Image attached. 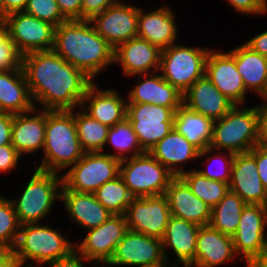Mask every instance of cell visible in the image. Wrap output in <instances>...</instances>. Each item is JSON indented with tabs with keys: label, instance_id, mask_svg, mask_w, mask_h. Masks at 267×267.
Here are the masks:
<instances>
[{
	"label": "cell",
	"instance_id": "cell-33",
	"mask_svg": "<svg viewBox=\"0 0 267 267\" xmlns=\"http://www.w3.org/2000/svg\"><path fill=\"white\" fill-rule=\"evenodd\" d=\"M246 203L230 191L211 209L210 225L217 231L233 236L236 233L240 217Z\"/></svg>",
	"mask_w": 267,
	"mask_h": 267
},
{
	"label": "cell",
	"instance_id": "cell-46",
	"mask_svg": "<svg viewBox=\"0 0 267 267\" xmlns=\"http://www.w3.org/2000/svg\"><path fill=\"white\" fill-rule=\"evenodd\" d=\"M56 2L67 20H81L82 0H56Z\"/></svg>",
	"mask_w": 267,
	"mask_h": 267
},
{
	"label": "cell",
	"instance_id": "cell-28",
	"mask_svg": "<svg viewBox=\"0 0 267 267\" xmlns=\"http://www.w3.org/2000/svg\"><path fill=\"white\" fill-rule=\"evenodd\" d=\"M149 153L175 177H180L187 171L183 164L188 163L189 160L190 162L196 160L200 150L173 128L149 150Z\"/></svg>",
	"mask_w": 267,
	"mask_h": 267
},
{
	"label": "cell",
	"instance_id": "cell-45",
	"mask_svg": "<svg viewBox=\"0 0 267 267\" xmlns=\"http://www.w3.org/2000/svg\"><path fill=\"white\" fill-rule=\"evenodd\" d=\"M233 9L243 15H262L267 10L260 4L259 0H225Z\"/></svg>",
	"mask_w": 267,
	"mask_h": 267
},
{
	"label": "cell",
	"instance_id": "cell-10",
	"mask_svg": "<svg viewBox=\"0 0 267 267\" xmlns=\"http://www.w3.org/2000/svg\"><path fill=\"white\" fill-rule=\"evenodd\" d=\"M2 27L22 56L53 49L56 26L52 23L15 11L3 17Z\"/></svg>",
	"mask_w": 267,
	"mask_h": 267
},
{
	"label": "cell",
	"instance_id": "cell-30",
	"mask_svg": "<svg viewBox=\"0 0 267 267\" xmlns=\"http://www.w3.org/2000/svg\"><path fill=\"white\" fill-rule=\"evenodd\" d=\"M34 108L23 68L0 70V112L20 114Z\"/></svg>",
	"mask_w": 267,
	"mask_h": 267
},
{
	"label": "cell",
	"instance_id": "cell-12",
	"mask_svg": "<svg viewBox=\"0 0 267 267\" xmlns=\"http://www.w3.org/2000/svg\"><path fill=\"white\" fill-rule=\"evenodd\" d=\"M128 230L126 216L113 214L100 226L87 230L80 244L75 243V250L94 266L108 264Z\"/></svg>",
	"mask_w": 267,
	"mask_h": 267
},
{
	"label": "cell",
	"instance_id": "cell-40",
	"mask_svg": "<svg viewBox=\"0 0 267 267\" xmlns=\"http://www.w3.org/2000/svg\"><path fill=\"white\" fill-rule=\"evenodd\" d=\"M23 11L39 20L52 23L56 27L67 21L62 15L56 0H28Z\"/></svg>",
	"mask_w": 267,
	"mask_h": 267
},
{
	"label": "cell",
	"instance_id": "cell-31",
	"mask_svg": "<svg viewBox=\"0 0 267 267\" xmlns=\"http://www.w3.org/2000/svg\"><path fill=\"white\" fill-rule=\"evenodd\" d=\"M229 51L235 57L246 90L259 95L261 99L267 89V57L252 51L244 43Z\"/></svg>",
	"mask_w": 267,
	"mask_h": 267
},
{
	"label": "cell",
	"instance_id": "cell-47",
	"mask_svg": "<svg viewBox=\"0 0 267 267\" xmlns=\"http://www.w3.org/2000/svg\"><path fill=\"white\" fill-rule=\"evenodd\" d=\"M86 261L87 263L92 264L91 262H88V260H86L76 250H74L68 256L48 263L47 267H86Z\"/></svg>",
	"mask_w": 267,
	"mask_h": 267
},
{
	"label": "cell",
	"instance_id": "cell-15",
	"mask_svg": "<svg viewBox=\"0 0 267 267\" xmlns=\"http://www.w3.org/2000/svg\"><path fill=\"white\" fill-rule=\"evenodd\" d=\"M125 216L129 230L162 240L171 211L164 194L134 197Z\"/></svg>",
	"mask_w": 267,
	"mask_h": 267
},
{
	"label": "cell",
	"instance_id": "cell-6",
	"mask_svg": "<svg viewBox=\"0 0 267 267\" xmlns=\"http://www.w3.org/2000/svg\"><path fill=\"white\" fill-rule=\"evenodd\" d=\"M19 198L11 199L20 225L41 223L60 201L62 176L35 169Z\"/></svg>",
	"mask_w": 267,
	"mask_h": 267
},
{
	"label": "cell",
	"instance_id": "cell-51",
	"mask_svg": "<svg viewBox=\"0 0 267 267\" xmlns=\"http://www.w3.org/2000/svg\"><path fill=\"white\" fill-rule=\"evenodd\" d=\"M263 104L257 105L260 112V139L267 144V99H262Z\"/></svg>",
	"mask_w": 267,
	"mask_h": 267
},
{
	"label": "cell",
	"instance_id": "cell-44",
	"mask_svg": "<svg viewBox=\"0 0 267 267\" xmlns=\"http://www.w3.org/2000/svg\"><path fill=\"white\" fill-rule=\"evenodd\" d=\"M249 153L255 158L259 177L267 191V144L260 142Z\"/></svg>",
	"mask_w": 267,
	"mask_h": 267
},
{
	"label": "cell",
	"instance_id": "cell-25",
	"mask_svg": "<svg viewBox=\"0 0 267 267\" xmlns=\"http://www.w3.org/2000/svg\"><path fill=\"white\" fill-rule=\"evenodd\" d=\"M200 226L184 219L171 216L162 238L163 252L168 264H170L167 249L170 248L176 255L174 263L170 267H178L179 264L189 267L195 258L196 240Z\"/></svg>",
	"mask_w": 267,
	"mask_h": 267
},
{
	"label": "cell",
	"instance_id": "cell-4",
	"mask_svg": "<svg viewBox=\"0 0 267 267\" xmlns=\"http://www.w3.org/2000/svg\"><path fill=\"white\" fill-rule=\"evenodd\" d=\"M41 224L20 225L13 248L14 259L26 263L29 267L47 265L68 256L75 250V243L68 240L69 238H66L60 230H56L51 225Z\"/></svg>",
	"mask_w": 267,
	"mask_h": 267
},
{
	"label": "cell",
	"instance_id": "cell-24",
	"mask_svg": "<svg viewBox=\"0 0 267 267\" xmlns=\"http://www.w3.org/2000/svg\"><path fill=\"white\" fill-rule=\"evenodd\" d=\"M158 73L139 74L138 83L127 93V103H150L178 109L183 104V94Z\"/></svg>",
	"mask_w": 267,
	"mask_h": 267
},
{
	"label": "cell",
	"instance_id": "cell-1",
	"mask_svg": "<svg viewBox=\"0 0 267 267\" xmlns=\"http://www.w3.org/2000/svg\"><path fill=\"white\" fill-rule=\"evenodd\" d=\"M22 68L35 108L42 110L80 108L87 89L95 83L53 50L25 54Z\"/></svg>",
	"mask_w": 267,
	"mask_h": 267
},
{
	"label": "cell",
	"instance_id": "cell-19",
	"mask_svg": "<svg viewBox=\"0 0 267 267\" xmlns=\"http://www.w3.org/2000/svg\"><path fill=\"white\" fill-rule=\"evenodd\" d=\"M171 216L184 219L199 226L209 225L211 207L194 195L181 177H174L164 193Z\"/></svg>",
	"mask_w": 267,
	"mask_h": 267
},
{
	"label": "cell",
	"instance_id": "cell-11",
	"mask_svg": "<svg viewBox=\"0 0 267 267\" xmlns=\"http://www.w3.org/2000/svg\"><path fill=\"white\" fill-rule=\"evenodd\" d=\"M177 110L150 103H127L126 118L145 152H149L173 129Z\"/></svg>",
	"mask_w": 267,
	"mask_h": 267
},
{
	"label": "cell",
	"instance_id": "cell-54",
	"mask_svg": "<svg viewBox=\"0 0 267 267\" xmlns=\"http://www.w3.org/2000/svg\"><path fill=\"white\" fill-rule=\"evenodd\" d=\"M24 267V263L13 259L6 267ZM25 267H29L28 265H26Z\"/></svg>",
	"mask_w": 267,
	"mask_h": 267
},
{
	"label": "cell",
	"instance_id": "cell-29",
	"mask_svg": "<svg viewBox=\"0 0 267 267\" xmlns=\"http://www.w3.org/2000/svg\"><path fill=\"white\" fill-rule=\"evenodd\" d=\"M60 201L64 202V209L72 223L86 231L100 226L113 215L96 199L94 193L61 189Z\"/></svg>",
	"mask_w": 267,
	"mask_h": 267
},
{
	"label": "cell",
	"instance_id": "cell-5",
	"mask_svg": "<svg viewBox=\"0 0 267 267\" xmlns=\"http://www.w3.org/2000/svg\"><path fill=\"white\" fill-rule=\"evenodd\" d=\"M260 139V112L258 106L235 105L221 119L213 122L212 149L235 154L248 153Z\"/></svg>",
	"mask_w": 267,
	"mask_h": 267
},
{
	"label": "cell",
	"instance_id": "cell-43",
	"mask_svg": "<svg viewBox=\"0 0 267 267\" xmlns=\"http://www.w3.org/2000/svg\"><path fill=\"white\" fill-rule=\"evenodd\" d=\"M21 155L13 147L12 144L0 146V173L11 172V170L18 168Z\"/></svg>",
	"mask_w": 267,
	"mask_h": 267
},
{
	"label": "cell",
	"instance_id": "cell-23",
	"mask_svg": "<svg viewBox=\"0 0 267 267\" xmlns=\"http://www.w3.org/2000/svg\"><path fill=\"white\" fill-rule=\"evenodd\" d=\"M45 132L46 110L34 108L26 113L13 114L11 144L21 156L43 150Z\"/></svg>",
	"mask_w": 267,
	"mask_h": 267
},
{
	"label": "cell",
	"instance_id": "cell-35",
	"mask_svg": "<svg viewBox=\"0 0 267 267\" xmlns=\"http://www.w3.org/2000/svg\"><path fill=\"white\" fill-rule=\"evenodd\" d=\"M105 145H111V147L113 146V149L117 152L111 155L120 161L145 153L138 142L137 135L134 132L130 121L127 118L109 128Z\"/></svg>",
	"mask_w": 267,
	"mask_h": 267
},
{
	"label": "cell",
	"instance_id": "cell-8",
	"mask_svg": "<svg viewBox=\"0 0 267 267\" xmlns=\"http://www.w3.org/2000/svg\"><path fill=\"white\" fill-rule=\"evenodd\" d=\"M119 175L133 197L162 195L175 177L149 152L121 160Z\"/></svg>",
	"mask_w": 267,
	"mask_h": 267
},
{
	"label": "cell",
	"instance_id": "cell-2",
	"mask_svg": "<svg viewBox=\"0 0 267 267\" xmlns=\"http://www.w3.org/2000/svg\"><path fill=\"white\" fill-rule=\"evenodd\" d=\"M52 50L93 81L102 70L114 63L115 49L87 20L60 23L55 29Z\"/></svg>",
	"mask_w": 267,
	"mask_h": 267
},
{
	"label": "cell",
	"instance_id": "cell-55",
	"mask_svg": "<svg viewBox=\"0 0 267 267\" xmlns=\"http://www.w3.org/2000/svg\"><path fill=\"white\" fill-rule=\"evenodd\" d=\"M13 259H0V267H6Z\"/></svg>",
	"mask_w": 267,
	"mask_h": 267
},
{
	"label": "cell",
	"instance_id": "cell-21",
	"mask_svg": "<svg viewBox=\"0 0 267 267\" xmlns=\"http://www.w3.org/2000/svg\"><path fill=\"white\" fill-rule=\"evenodd\" d=\"M235 257L232 236L217 231L209 224L199 228L195 258L189 267H216L234 261Z\"/></svg>",
	"mask_w": 267,
	"mask_h": 267
},
{
	"label": "cell",
	"instance_id": "cell-56",
	"mask_svg": "<svg viewBox=\"0 0 267 267\" xmlns=\"http://www.w3.org/2000/svg\"><path fill=\"white\" fill-rule=\"evenodd\" d=\"M259 2L267 10V0H259Z\"/></svg>",
	"mask_w": 267,
	"mask_h": 267
},
{
	"label": "cell",
	"instance_id": "cell-50",
	"mask_svg": "<svg viewBox=\"0 0 267 267\" xmlns=\"http://www.w3.org/2000/svg\"><path fill=\"white\" fill-rule=\"evenodd\" d=\"M27 2L28 0H0V15L4 17L15 11H23Z\"/></svg>",
	"mask_w": 267,
	"mask_h": 267
},
{
	"label": "cell",
	"instance_id": "cell-53",
	"mask_svg": "<svg viewBox=\"0 0 267 267\" xmlns=\"http://www.w3.org/2000/svg\"><path fill=\"white\" fill-rule=\"evenodd\" d=\"M0 259H14L13 249L2 240H0Z\"/></svg>",
	"mask_w": 267,
	"mask_h": 267
},
{
	"label": "cell",
	"instance_id": "cell-13",
	"mask_svg": "<svg viewBox=\"0 0 267 267\" xmlns=\"http://www.w3.org/2000/svg\"><path fill=\"white\" fill-rule=\"evenodd\" d=\"M108 266L168 267L162 240L128 230Z\"/></svg>",
	"mask_w": 267,
	"mask_h": 267
},
{
	"label": "cell",
	"instance_id": "cell-41",
	"mask_svg": "<svg viewBox=\"0 0 267 267\" xmlns=\"http://www.w3.org/2000/svg\"><path fill=\"white\" fill-rule=\"evenodd\" d=\"M22 68V55L18 52L15 43L0 29V70H15Z\"/></svg>",
	"mask_w": 267,
	"mask_h": 267
},
{
	"label": "cell",
	"instance_id": "cell-14",
	"mask_svg": "<svg viewBox=\"0 0 267 267\" xmlns=\"http://www.w3.org/2000/svg\"><path fill=\"white\" fill-rule=\"evenodd\" d=\"M267 210L262 204H246L236 233L234 249L240 259L250 264L267 245Z\"/></svg>",
	"mask_w": 267,
	"mask_h": 267
},
{
	"label": "cell",
	"instance_id": "cell-32",
	"mask_svg": "<svg viewBox=\"0 0 267 267\" xmlns=\"http://www.w3.org/2000/svg\"><path fill=\"white\" fill-rule=\"evenodd\" d=\"M213 122L211 118L193 112L182 104L175 112L173 128L201 151L210 146Z\"/></svg>",
	"mask_w": 267,
	"mask_h": 267
},
{
	"label": "cell",
	"instance_id": "cell-48",
	"mask_svg": "<svg viewBox=\"0 0 267 267\" xmlns=\"http://www.w3.org/2000/svg\"><path fill=\"white\" fill-rule=\"evenodd\" d=\"M13 114L0 112V146L11 144Z\"/></svg>",
	"mask_w": 267,
	"mask_h": 267
},
{
	"label": "cell",
	"instance_id": "cell-22",
	"mask_svg": "<svg viewBox=\"0 0 267 267\" xmlns=\"http://www.w3.org/2000/svg\"><path fill=\"white\" fill-rule=\"evenodd\" d=\"M183 105L213 121L221 119L235 106L206 75L196 80L183 94Z\"/></svg>",
	"mask_w": 267,
	"mask_h": 267
},
{
	"label": "cell",
	"instance_id": "cell-39",
	"mask_svg": "<svg viewBox=\"0 0 267 267\" xmlns=\"http://www.w3.org/2000/svg\"><path fill=\"white\" fill-rule=\"evenodd\" d=\"M20 230V223L11 199L0 195V240L14 248Z\"/></svg>",
	"mask_w": 267,
	"mask_h": 267
},
{
	"label": "cell",
	"instance_id": "cell-26",
	"mask_svg": "<svg viewBox=\"0 0 267 267\" xmlns=\"http://www.w3.org/2000/svg\"><path fill=\"white\" fill-rule=\"evenodd\" d=\"M81 108L92 118L110 128L126 118L127 98L112 88L99 90L95 82L87 89Z\"/></svg>",
	"mask_w": 267,
	"mask_h": 267
},
{
	"label": "cell",
	"instance_id": "cell-42",
	"mask_svg": "<svg viewBox=\"0 0 267 267\" xmlns=\"http://www.w3.org/2000/svg\"><path fill=\"white\" fill-rule=\"evenodd\" d=\"M118 2L119 0H82L81 20L90 21L95 15Z\"/></svg>",
	"mask_w": 267,
	"mask_h": 267
},
{
	"label": "cell",
	"instance_id": "cell-3",
	"mask_svg": "<svg viewBox=\"0 0 267 267\" xmlns=\"http://www.w3.org/2000/svg\"><path fill=\"white\" fill-rule=\"evenodd\" d=\"M43 158L38 170L55 172L73 166L84 154L76 131L74 110H46Z\"/></svg>",
	"mask_w": 267,
	"mask_h": 267
},
{
	"label": "cell",
	"instance_id": "cell-9",
	"mask_svg": "<svg viewBox=\"0 0 267 267\" xmlns=\"http://www.w3.org/2000/svg\"><path fill=\"white\" fill-rule=\"evenodd\" d=\"M109 152H85L62 176V188L79 193H94L119 175L120 160Z\"/></svg>",
	"mask_w": 267,
	"mask_h": 267
},
{
	"label": "cell",
	"instance_id": "cell-17",
	"mask_svg": "<svg viewBox=\"0 0 267 267\" xmlns=\"http://www.w3.org/2000/svg\"><path fill=\"white\" fill-rule=\"evenodd\" d=\"M210 49L206 64V77L235 105L245 104L247 94L242 76L237 70L235 57L230 51Z\"/></svg>",
	"mask_w": 267,
	"mask_h": 267
},
{
	"label": "cell",
	"instance_id": "cell-52",
	"mask_svg": "<svg viewBox=\"0 0 267 267\" xmlns=\"http://www.w3.org/2000/svg\"><path fill=\"white\" fill-rule=\"evenodd\" d=\"M247 267H267V245Z\"/></svg>",
	"mask_w": 267,
	"mask_h": 267
},
{
	"label": "cell",
	"instance_id": "cell-34",
	"mask_svg": "<svg viewBox=\"0 0 267 267\" xmlns=\"http://www.w3.org/2000/svg\"><path fill=\"white\" fill-rule=\"evenodd\" d=\"M77 111V112H76ZM74 118L79 142L85 152H103L109 127L103 125L89 114L74 109Z\"/></svg>",
	"mask_w": 267,
	"mask_h": 267
},
{
	"label": "cell",
	"instance_id": "cell-37",
	"mask_svg": "<svg viewBox=\"0 0 267 267\" xmlns=\"http://www.w3.org/2000/svg\"><path fill=\"white\" fill-rule=\"evenodd\" d=\"M94 195L110 213L115 215H125L134 198L120 175L99 187Z\"/></svg>",
	"mask_w": 267,
	"mask_h": 267
},
{
	"label": "cell",
	"instance_id": "cell-27",
	"mask_svg": "<svg viewBox=\"0 0 267 267\" xmlns=\"http://www.w3.org/2000/svg\"><path fill=\"white\" fill-rule=\"evenodd\" d=\"M175 16L167 4L148 13L138 7L137 36L146 39L161 50L168 48L178 38Z\"/></svg>",
	"mask_w": 267,
	"mask_h": 267
},
{
	"label": "cell",
	"instance_id": "cell-36",
	"mask_svg": "<svg viewBox=\"0 0 267 267\" xmlns=\"http://www.w3.org/2000/svg\"><path fill=\"white\" fill-rule=\"evenodd\" d=\"M192 193L213 208L229 192V184L208 179L197 170H187L180 176Z\"/></svg>",
	"mask_w": 267,
	"mask_h": 267
},
{
	"label": "cell",
	"instance_id": "cell-18",
	"mask_svg": "<svg viewBox=\"0 0 267 267\" xmlns=\"http://www.w3.org/2000/svg\"><path fill=\"white\" fill-rule=\"evenodd\" d=\"M161 51L158 46L137 36L115 49L114 64L121 65L126 77L154 73L160 69Z\"/></svg>",
	"mask_w": 267,
	"mask_h": 267
},
{
	"label": "cell",
	"instance_id": "cell-58",
	"mask_svg": "<svg viewBox=\"0 0 267 267\" xmlns=\"http://www.w3.org/2000/svg\"><path fill=\"white\" fill-rule=\"evenodd\" d=\"M262 99H267V89H266L265 95L262 97Z\"/></svg>",
	"mask_w": 267,
	"mask_h": 267
},
{
	"label": "cell",
	"instance_id": "cell-49",
	"mask_svg": "<svg viewBox=\"0 0 267 267\" xmlns=\"http://www.w3.org/2000/svg\"><path fill=\"white\" fill-rule=\"evenodd\" d=\"M244 44L252 51L267 57V30L256 34Z\"/></svg>",
	"mask_w": 267,
	"mask_h": 267
},
{
	"label": "cell",
	"instance_id": "cell-7",
	"mask_svg": "<svg viewBox=\"0 0 267 267\" xmlns=\"http://www.w3.org/2000/svg\"><path fill=\"white\" fill-rule=\"evenodd\" d=\"M209 48L174 43L162 49L159 72L162 77L184 94L193 83L205 75Z\"/></svg>",
	"mask_w": 267,
	"mask_h": 267
},
{
	"label": "cell",
	"instance_id": "cell-57",
	"mask_svg": "<svg viewBox=\"0 0 267 267\" xmlns=\"http://www.w3.org/2000/svg\"><path fill=\"white\" fill-rule=\"evenodd\" d=\"M2 24H3V17L0 15V29L2 28Z\"/></svg>",
	"mask_w": 267,
	"mask_h": 267
},
{
	"label": "cell",
	"instance_id": "cell-16",
	"mask_svg": "<svg viewBox=\"0 0 267 267\" xmlns=\"http://www.w3.org/2000/svg\"><path fill=\"white\" fill-rule=\"evenodd\" d=\"M90 22L96 32L114 49L137 37L138 7L121 0L95 15Z\"/></svg>",
	"mask_w": 267,
	"mask_h": 267
},
{
	"label": "cell",
	"instance_id": "cell-38",
	"mask_svg": "<svg viewBox=\"0 0 267 267\" xmlns=\"http://www.w3.org/2000/svg\"><path fill=\"white\" fill-rule=\"evenodd\" d=\"M225 152L226 154L228 153V155H226ZM211 153H214V154H212L211 156H207ZM222 153H224L225 155ZM201 157L202 158L207 157V158H205V160L203 161L204 163H202L203 169L201 168L197 170L199 173H201L203 176H205L208 179L221 181V182L228 183V184L230 183L231 168H232V163L235 157V153H232L229 151L222 152L221 150H216V149H212L211 147H208L200 151L198 158H201ZM212 162H214L215 165L217 164L218 166H220V168L218 167L219 169L216 170ZM211 164L213 165L212 167L214 169H212V167L209 166ZM204 166L205 167L207 166V167L204 169Z\"/></svg>",
	"mask_w": 267,
	"mask_h": 267
},
{
	"label": "cell",
	"instance_id": "cell-20",
	"mask_svg": "<svg viewBox=\"0 0 267 267\" xmlns=\"http://www.w3.org/2000/svg\"><path fill=\"white\" fill-rule=\"evenodd\" d=\"M229 188L246 204L265 205L267 191L259 177L255 158L249 152L235 154Z\"/></svg>",
	"mask_w": 267,
	"mask_h": 267
}]
</instances>
